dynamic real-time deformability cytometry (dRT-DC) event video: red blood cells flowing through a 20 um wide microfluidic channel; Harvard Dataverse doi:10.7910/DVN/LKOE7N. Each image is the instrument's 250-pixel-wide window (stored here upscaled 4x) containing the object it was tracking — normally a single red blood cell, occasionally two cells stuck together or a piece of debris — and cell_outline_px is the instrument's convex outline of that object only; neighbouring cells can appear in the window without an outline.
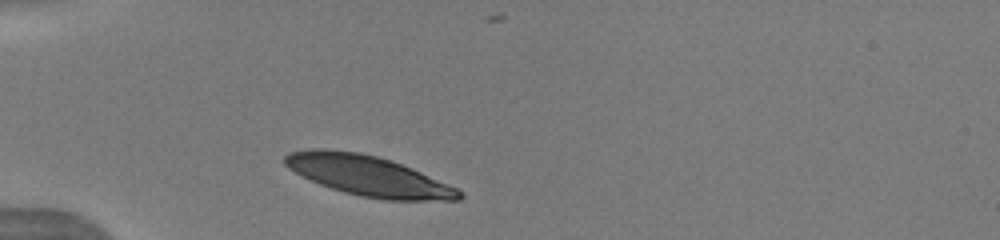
{"species": "human", "species_latin": "Homo sapiens", "temperature_condition": "warm", "stored_images_in_passage": 1, "camera_frame_rate_fps": 3000, "um_per_image_px": 0.085, "donor": {"sex": "male"}, "frame": {"image": 1, "passage_image": 1, "time_ms": 0.0, "image_size_px": [1000, 240], "cell_outline_px": [[464, 196], [460, 200], [384, 200], [360, 196], [344, 192], [320, 184], [288, 168], [284, 164], [284, 156], [288, 152], [308, 148], [324, 148], [360, 152], [376, 156], [412, 168], [456, 188]], "centroid_in_image_um": [31.26, 14.93], "position_along_channel_um": 53.7, "area_um2": 40.52}}